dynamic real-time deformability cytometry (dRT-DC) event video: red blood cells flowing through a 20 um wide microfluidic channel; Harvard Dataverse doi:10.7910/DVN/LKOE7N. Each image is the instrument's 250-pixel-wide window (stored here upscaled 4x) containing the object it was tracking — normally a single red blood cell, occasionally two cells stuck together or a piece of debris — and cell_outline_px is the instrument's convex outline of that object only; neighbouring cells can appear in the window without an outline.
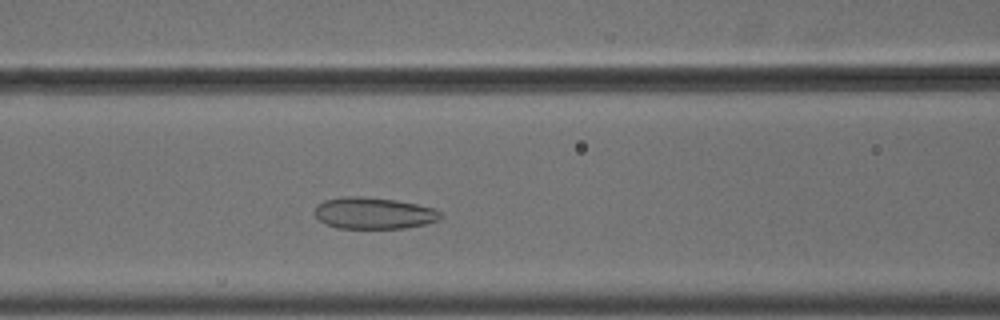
{"species": "common noctule bat (a hibernating species)", "species_latin": "Nyctalus noctula", "temperature_condition": "cold", "stored_images_in_passage": 36, "camera_frame_rate_fps": 3000, "um_per_image_px": 0.085, "animal": {"sex": "male", "body_mass_g": 18.8}, "frame": {"image": 1, "passage_image": 10, "time_ms": 3.0, "image_size_px": [1000, 320], "cell_outline_px": [[444, 216], [440, 220], [424, 224], [404, 228], [336, 228], [324, 224], [312, 212], [316, 204], [324, 200], [344, 196], [360, 196], [396, 200], [416, 204], [432, 208], [440, 212]], "centroid_in_image_um": [31.72, 18.12], "position_along_channel_um": 134.9, "area_um2": 23.35}}
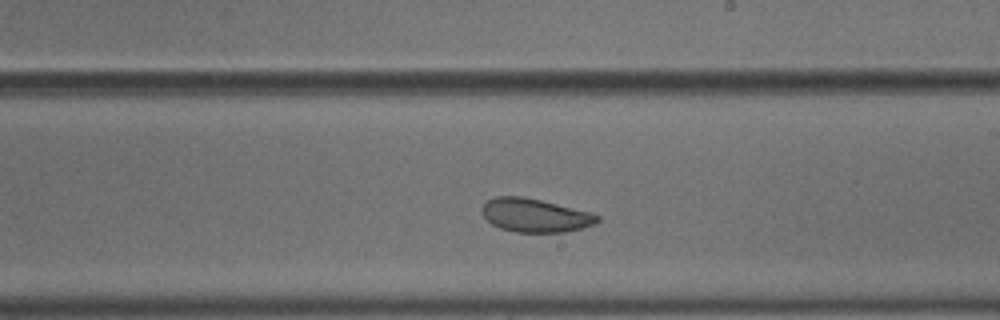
{"frame": {"image": 2, "passage_image": 19, "time_ms": 6.0, "image_size_px": [1000, 320], "cell_outline_px": [[600, 220], [596, 224], [564, 232], [516, 232], [500, 228], [492, 224], [480, 212], [480, 208], [488, 200], [496, 196], [524, 196], [588, 212], [600, 216]], "centroid_in_image_um": [45.44, 18.3], "position_along_channel_um": 243.6, "area_um2": 22.37}}
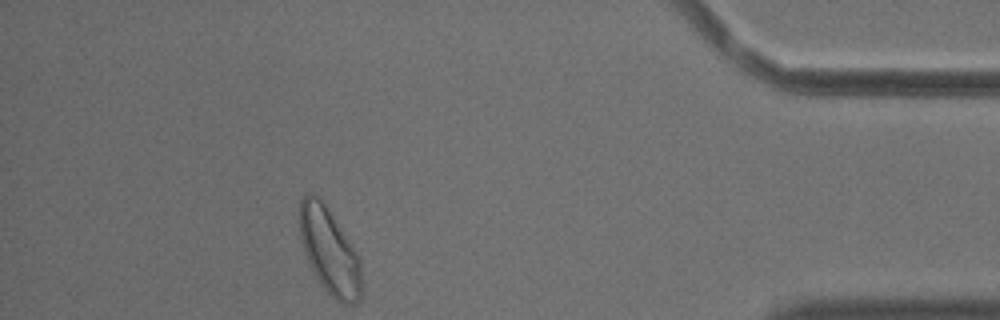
{"frame": {"image": 3, "passage_image": 36, "time_ms": 11.667, "image_size_px": [1000, 320], "cell_outline_px": [[360, 300], [356, 304], [344, 304], [336, 300], [320, 284], [308, 260], [300, 236], [300, 200], [308, 192], [312, 192], [320, 196], [360, 256]], "centroid_in_image_um": [28.01, 21.31], "position_along_channel_um": 407.2, "area_um2": 30.81}, "authors_computed_cell_mechanics": {"area_um2": 23.6402, "velocity_mm_per_s": 3.6252, "shape_relaxation_time_tau1_ms": 3.143, "shape_relaxation_time_tau2_ms": 1.6332, "deformation_change_tau1": 0.0603, "deformation_change_tau2": 0.0618}}